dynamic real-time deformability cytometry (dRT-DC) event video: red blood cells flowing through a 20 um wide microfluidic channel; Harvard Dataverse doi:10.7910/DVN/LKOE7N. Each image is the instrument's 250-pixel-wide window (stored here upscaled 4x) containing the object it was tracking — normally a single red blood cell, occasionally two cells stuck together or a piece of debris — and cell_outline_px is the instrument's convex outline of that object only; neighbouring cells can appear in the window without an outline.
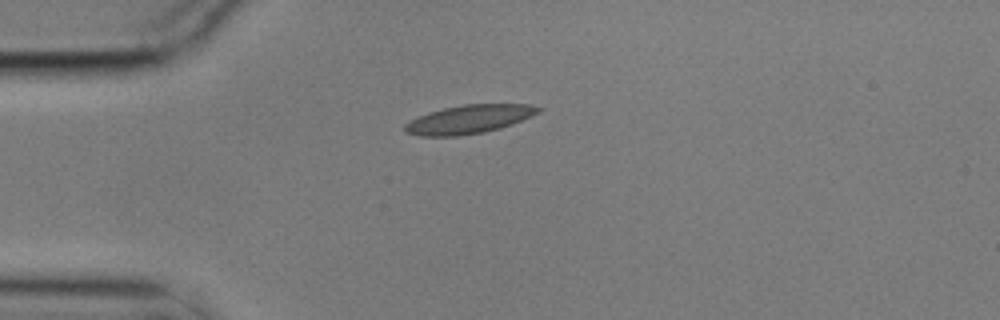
{"species": "common noctule bat (a hibernating species)", "species_latin": "Nyctalus noctula", "temperature_condition": "cold", "stored_images_in_passage": 6, "camera_frame_rate_fps": 3000, "um_per_image_px": 0.085, "animal": {"sex": "male", "body_mass_g": 17.9}, "frame": {"image": 1, "passage_image": 1, "time_ms": 0.0, "image_size_px": [1000, 320], "cell_outline_px": [[540, 112], [512, 124], [500, 128], [484, 132], [456, 136], [420, 136], [404, 132], [404, 124], [428, 112], [444, 108], [464, 104], [528, 104], [540, 108]], "centroid_in_image_um": [39.84, 10.14], "position_along_channel_um": 45.2, "area_um2": 22.02}}
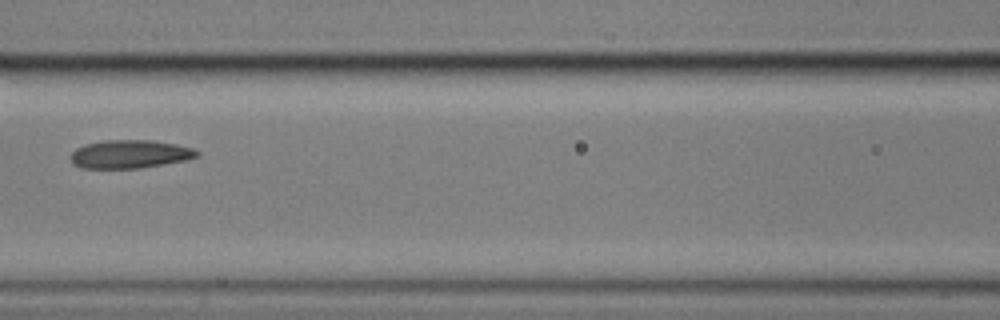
{"frame": {"image": 2, "passage_image": 4, "time_ms": 1.0, "image_size_px": [1000, 320], "cell_outline_px": [[200, 156], [184, 160], [164, 164], [140, 168], [84, 168], [72, 164], [72, 152], [76, 148], [88, 144], [104, 140], [152, 140], [176, 144], [192, 148], [200, 152]], "centroid_in_image_um": [11.07, 13.1], "position_along_channel_um": 155.5, "area_um2": 20.69}}
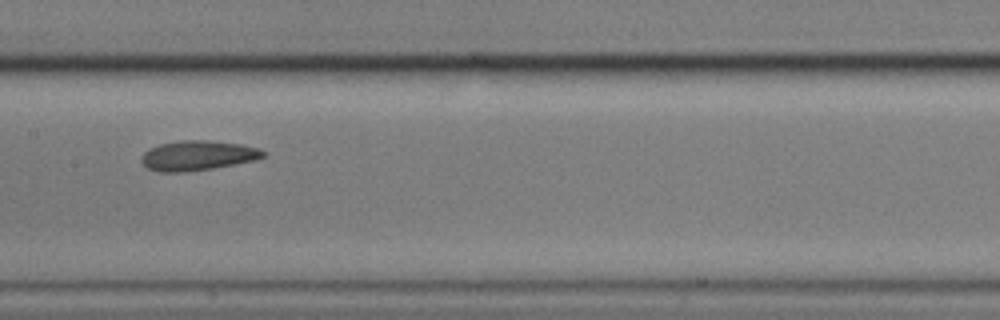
{"frame": {"image": 3, "passage_image": 5, "time_ms": 1.333, "image_size_px": [1000, 320], "cell_outline_px": [[264, 156], [256, 160], [212, 168], [184, 172], [160, 172], [148, 168], [140, 160], [144, 152], [148, 148], [160, 144], [180, 140], [204, 140], [240, 144], [260, 148], [264, 152]], "centroid_in_image_um": [16.78, 13.22], "position_along_channel_um": 190.6, "area_um2": 21.04}}